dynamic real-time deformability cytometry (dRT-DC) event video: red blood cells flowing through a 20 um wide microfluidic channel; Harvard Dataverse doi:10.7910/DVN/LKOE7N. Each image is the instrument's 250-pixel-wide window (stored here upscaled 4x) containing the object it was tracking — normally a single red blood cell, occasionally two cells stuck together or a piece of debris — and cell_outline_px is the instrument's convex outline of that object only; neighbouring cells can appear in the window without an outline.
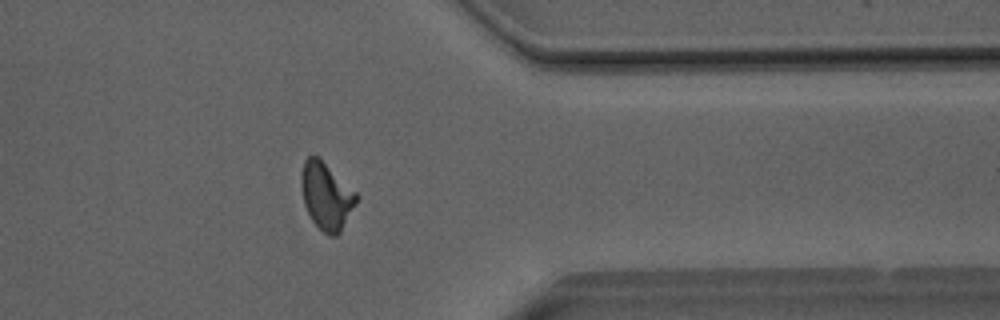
{"species": "Egyptian fruit bat (a non-hibernating species)", "species_latin": "Rousettus aegyptiacus", "temperature_condition": "room temperature", "stored_images_in_passage": 51, "camera_frame_rate_fps": 3000, "um_per_image_px": 0.085, "animal": {"sex": "male"}, "frame": {"image": 1, "passage_image": 41, "time_ms": 13.333, "image_size_px": [1000, 320], "cell_outline_px": [[356, 204], [340, 232], [336, 236], [328, 236], [312, 220], [304, 204], [300, 184], [300, 176], [304, 160], [308, 156], [320, 156], [356, 192]], "centroid_in_image_um": [27.72, 16.62], "position_along_channel_um": 383.7, "area_um2": 21.62}}
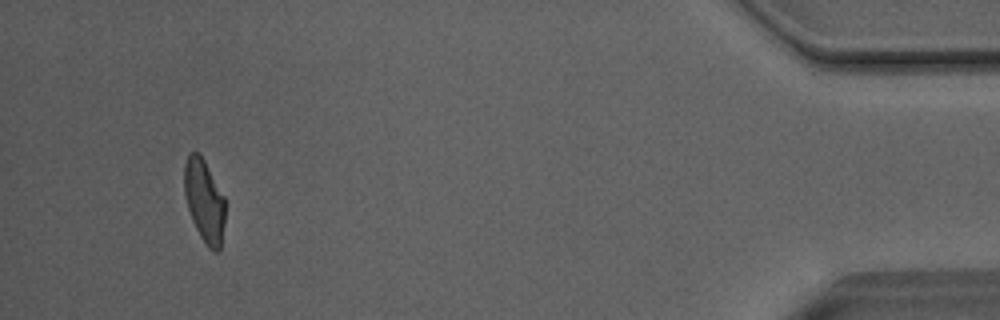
{"frame": {"image": 2, "passage_image": 48, "time_ms": 15.667, "image_size_px": [1000, 320], "cell_outline_px": [[224, 224], [220, 248], [216, 252], [208, 248], [200, 236], [192, 220], [184, 196], [184, 164], [188, 152], [196, 152], [204, 160], [224, 196]], "centroid_in_image_um": [17.35, 17.06], "position_along_channel_um": 417.9, "area_um2": 19.59}, "authors_computed_cell_mechanics": {"area_um2": 21.0392, "velocity_mm_per_s": 4.0549, "shape_relaxation_time_tau1_ms": 4.8846, "shape_relaxation_time_tau2_ms": 1.4183, "deformation_change_tau1": 0.1819, "deformation_change_tau2": 0.0864}}